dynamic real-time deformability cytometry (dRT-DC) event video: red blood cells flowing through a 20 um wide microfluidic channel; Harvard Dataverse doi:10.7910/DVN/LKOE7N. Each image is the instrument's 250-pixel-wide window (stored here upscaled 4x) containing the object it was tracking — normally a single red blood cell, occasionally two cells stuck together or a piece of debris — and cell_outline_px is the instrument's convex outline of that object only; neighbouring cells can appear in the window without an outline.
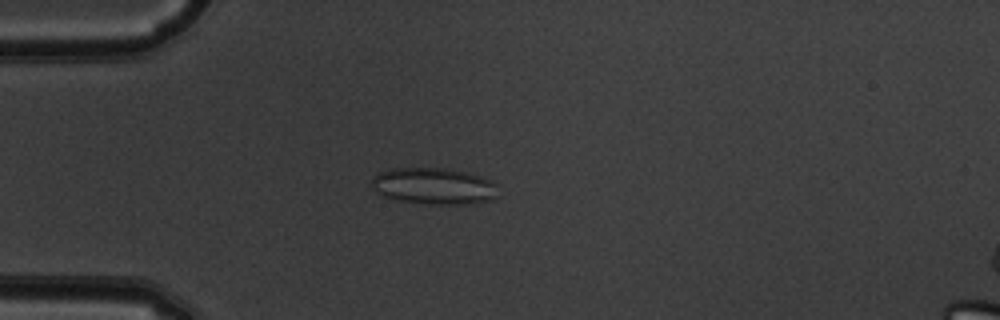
{"species": "common noctule bat (a hibernating species)", "species_latin": "Nyctalus noctula", "temperature_condition": "warm", "stored_images_in_passage": 50, "camera_frame_rate_fps": 3000, "um_per_image_px": 0.085, "animal": {"sex": "male", "body_mass_g": 19.5, "forearm_length_mm": 54.6}, "frame": {"image": 1, "passage_image": 14, "time_ms": 4.333, "image_size_px": [1000, 320], "cell_outline_px": [[496, 196], [492, 200], [472, 204], [424, 204], [396, 200], [384, 196], [376, 192], [368, 184], [372, 176], [380, 172], [392, 168], [444, 168], [464, 172], [480, 176], [492, 180], [496, 184]], "centroid_in_image_um": [36.83, 15.82], "position_along_channel_um": 48.2, "area_um2": 27.28}}
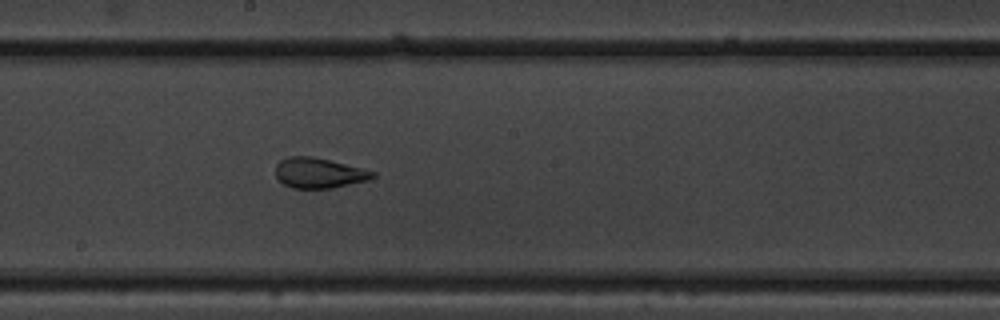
{"frame": {"image": 2, "passage_image": 28, "time_ms": 9.0, "image_size_px": [1000, 320], "cell_outline_px": [[376, 176], [368, 180], [332, 188], [292, 188], [284, 184], [276, 176], [276, 164], [280, 160], [288, 156], [312, 156], [376, 172]], "centroid_in_image_um": [27.09, 14.7], "position_along_channel_um": 221.1, "area_um2": 16.94}}
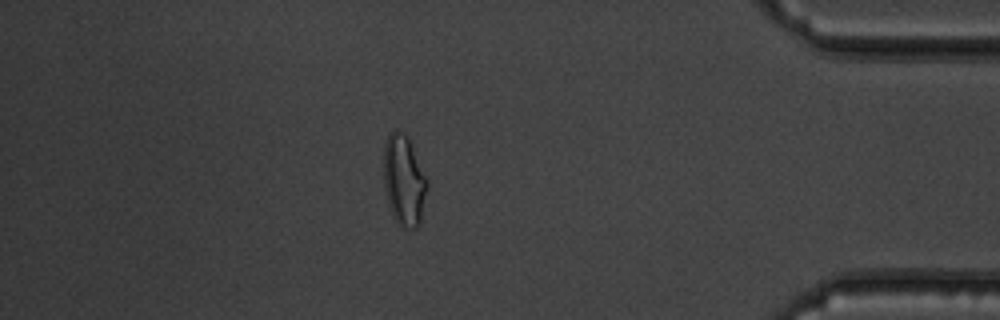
{"frame": {"image": 3, "passage_image": 44, "time_ms": 14.333, "image_size_px": [1000, 320], "cell_outline_px": [[428, 188], [420, 224], [416, 228], [408, 228], [400, 224], [396, 220], [388, 204], [384, 184], [384, 144], [388, 132], [396, 128], [404, 132], [408, 136], [428, 180]], "centroid_in_image_um": [34.35, 15.27], "position_along_channel_um": 400.9, "area_um2": 23.24}, "authors_computed_cell_mechanics": {"area_um2": 21.7617, "velocity_mm_per_s": 4.0404, "shape_relaxation_time_tau1_ms": null, "shape_relaxation_time_tau2_ms": 1.0372, "deformation_change_tau1": null, "deformation_change_tau2": 0.0672}}